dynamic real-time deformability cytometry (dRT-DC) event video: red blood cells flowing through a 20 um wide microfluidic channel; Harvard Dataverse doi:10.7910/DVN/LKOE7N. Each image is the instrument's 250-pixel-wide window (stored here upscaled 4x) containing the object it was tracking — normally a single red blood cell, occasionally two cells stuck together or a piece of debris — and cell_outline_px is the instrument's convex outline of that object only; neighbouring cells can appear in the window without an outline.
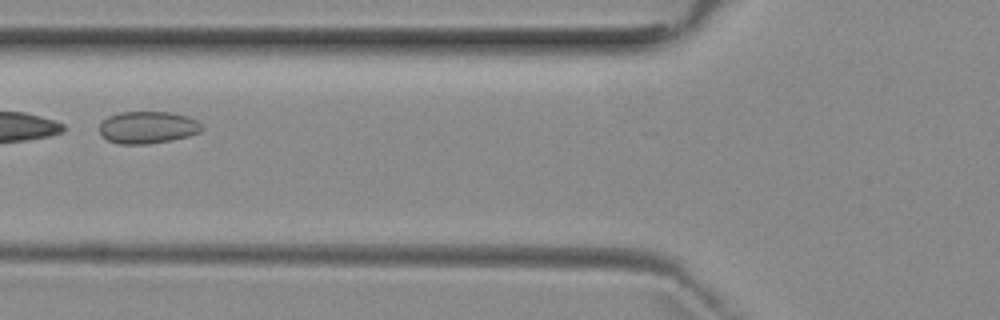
{"species": "common noctule bat (a hibernating species)", "species_latin": "Nyctalus noctula", "temperature_condition": "room temperature", "stored_images_in_passage": 3, "camera_frame_rate_fps": 3000, "um_per_image_px": 0.085, "animal": {"sex": "female", "body_mass_g": 29.2, "forearm_length_mm": 56.3}, "frame": {"image": 1, "passage_image": 2, "time_ms": 1.333, "image_size_px": [1000, 320], "cell_outline_px": [[204, 128], [200, 132], [188, 136], [172, 140], [148, 144], [116, 144], [100, 136], [100, 124], [108, 116], [120, 112], [172, 112], [188, 116], [196, 120]], "centroid_in_image_um": [12.55, 10.83], "position_along_channel_um": 113.3, "area_um2": 19.36}}
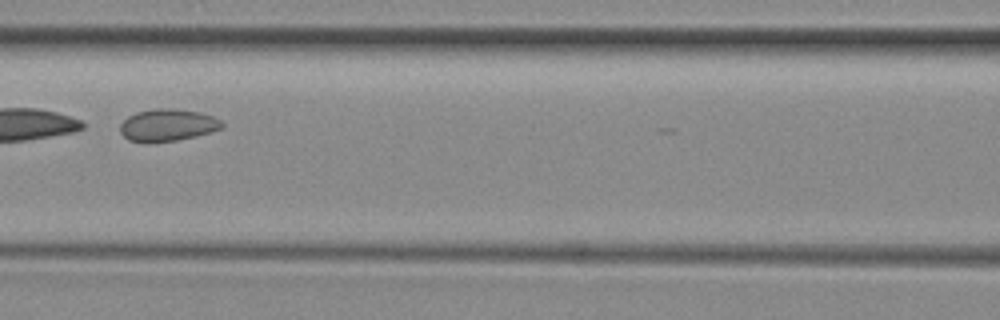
{"frame": {"image": 2, "passage_image": 3, "time_ms": 2.333, "image_size_px": [1000, 320], "cell_outline_px": [[224, 128], [196, 136], [176, 140], [128, 140], [120, 132], [120, 124], [128, 116], [136, 112], [156, 108], [172, 108], [200, 112], [212, 116], [220, 120], [224, 124]], "centroid_in_image_um": [14.28, 10.59], "position_along_channel_um": 152.3, "area_um2": 18.67}}